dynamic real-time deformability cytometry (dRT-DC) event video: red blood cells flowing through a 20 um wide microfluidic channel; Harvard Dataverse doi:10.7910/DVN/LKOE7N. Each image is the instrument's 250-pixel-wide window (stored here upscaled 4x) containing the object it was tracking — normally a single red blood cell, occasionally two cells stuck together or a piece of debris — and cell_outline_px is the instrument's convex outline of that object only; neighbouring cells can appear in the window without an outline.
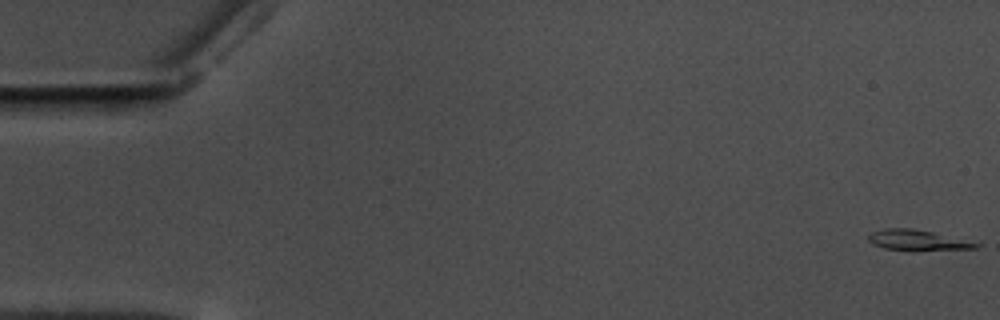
{"species": "common noctule bat (a hibernating species)", "species_latin": "Nyctalus noctula", "temperature_condition": "warm", "stored_images_in_passage": 59, "camera_frame_rate_fps": 3000, "um_per_image_px": 0.085, "animal": {"sex": "male", "body_mass_g": 17.5, "forearm_length_mm": 52.3}, "frame": {"image": 1, "passage_image": 1, "time_ms": 0.0, "image_size_px": [1000, 320], "cell_outline_px": [[980, 244], [976, 248], [884, 248], [872, 244], [868, 240], [868, 236], [872, 232], [884, 228], [912, 228], [932, 232]], "centroid_in_image_um": [77.84, 20.36], "position_along_channel_um": 7.2, "area_um2": 11.68}}
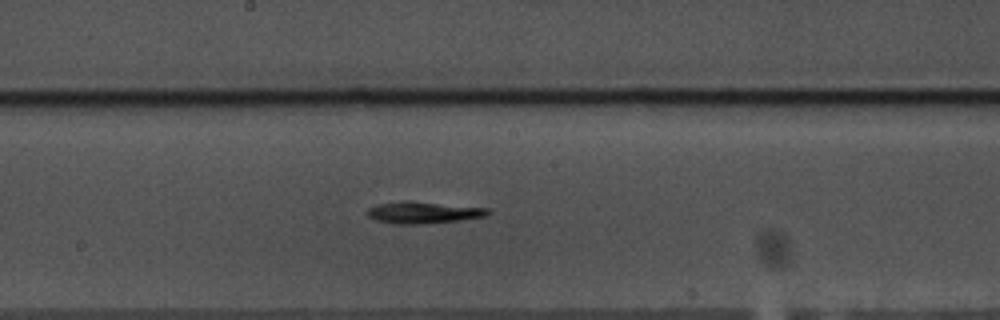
{"frame": {"image": 2, "passage_image": 32, "time_ms": 10.333, "image_size_px": [1000, 320], "cell_outline_px": [[492, 212], [488, 216], [460, 220], [416, 224], [392, 224], [376, 220], [368, 216], [364, 212], [368, 208], [376, 204], [404, 200], [408, 200], [488, 208]], "centroid_in_image_um": [35.95, 18.05], "position_along_channel_um": 212.2, "area_um2": 15.55}}
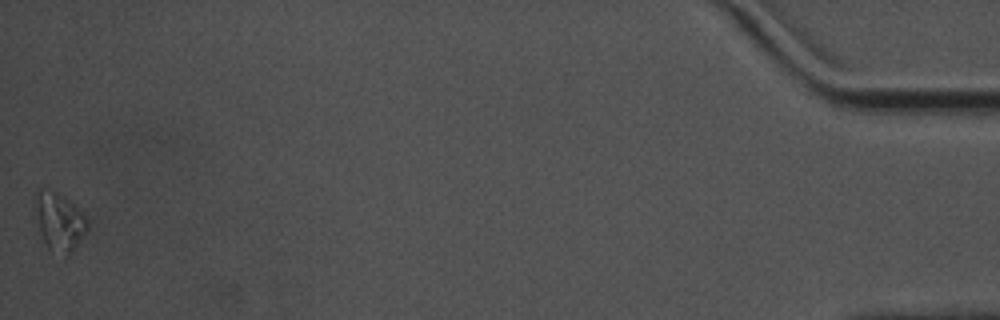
{"frame": {"image": 3, "passage_image": 59, "time_ms": 19.333, "image_size_px": [1000, 320], "cell_outline_px": [[88, 228], [76, 248], [64, 260], [48, 248], [44, 240], [32, 204], [32, 200], [36, 188], [52, 188], [64, 196], [88, 220]], "centroid_in_image_um": [5.0, 18.83], "position_along_channel_um": 430.2, "area_um2": 18.26}}